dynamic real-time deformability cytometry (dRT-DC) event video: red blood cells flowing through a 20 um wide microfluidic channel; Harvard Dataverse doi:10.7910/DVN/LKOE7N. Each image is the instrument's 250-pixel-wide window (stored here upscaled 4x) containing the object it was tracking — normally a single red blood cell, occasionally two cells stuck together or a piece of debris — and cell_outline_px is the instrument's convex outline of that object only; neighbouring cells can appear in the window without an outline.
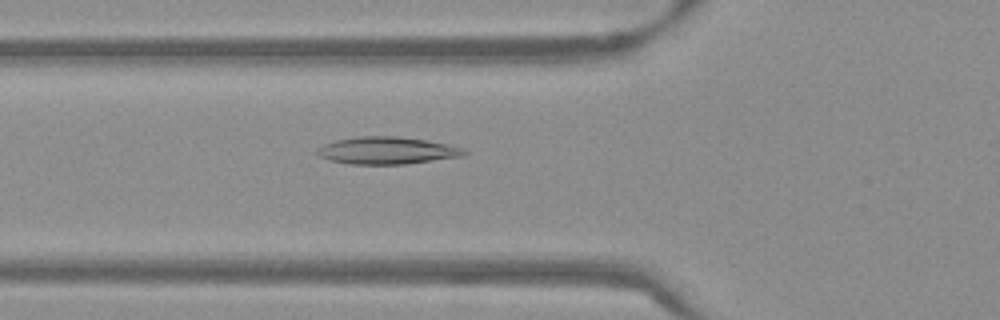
{"species": "Egyptian fruit bat (a non-hibernating species)", "species_latin": "Rousettus aegyptiacus", "temperature_condition": "warm", "stored_images_in_passage": 52, "camera_frame_rate_fps": 3000, "um_per_image_px": 0.085, "frame": {"image": 1, "passage_image": 19, "time_ms": 6.0, "image_size_px": [1000, 320], "cell_outline_px": [[468, 152], [464, 156], [404, 164], [348, 164], [328, 160], [320, 156], [316, 152], [316, 148], [324, 144], [336, 140], [360, 136], [396, 136], [424, 140], [464, 148]], "centroid_in_image_um": [32.86, 12.8], "position_along_channel_um": 92.9, "area_um2": 23.24}}
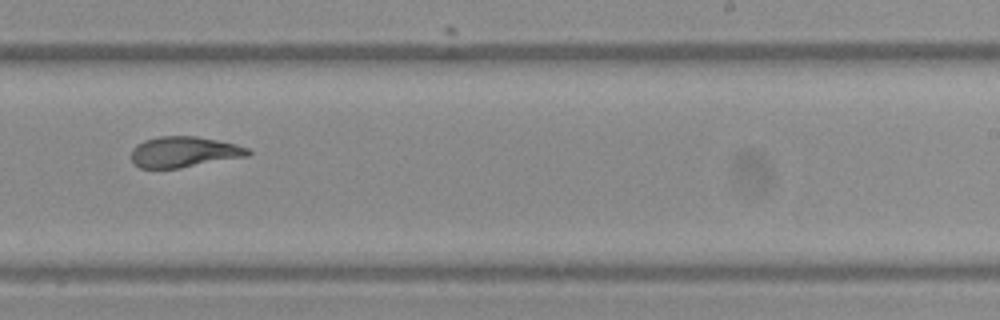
{"frame": {"image": 2, "passage_image": 33, "time_ms": 10.667, "image_size_px": [1000, 320], "cell_outline_px": [[252, 152], [248, 156], [180, 168], [140, 168], [132, 160], [132, 148], [136, 144], [144, 140], [160, 136], [196, 136], [236, 144], [248, 148]], "centroid_in_image_um": [15.64, 12.91], "position_along_channel_um": 273.4, "area_um2": 20.87}}
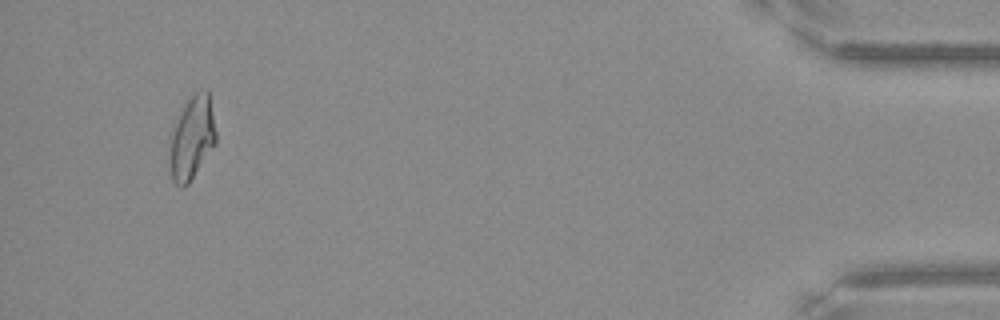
{"frame": {"image": 3, "passage_image": 50, "time_ms": 16.333, "image_size_px": [1000, 320], "cell_outline_px": [[216, 144], [188, 184], [184, 188], [180, 188], [172, 180], [168, 164], [168, 140], [172, 124], [180, 108], [188, 96], [204, 88], [208, 88], [216, 132]], "centroid_in_image_um": [16.25, 11.7], "position_along_channel_um": 418.9, "area_um2": 23.64}, "authors_computed_cell_mechanics": {"area_um2": 22.1663, "velocity_mm_per_s": 3.8533, "shape_relaxation_time_tau1_ms": null, "shape_relaxation_time_tau2_ms": 1.935, "deformation_change_tau1": null, "deformation_change_tau2": 0.0805}}